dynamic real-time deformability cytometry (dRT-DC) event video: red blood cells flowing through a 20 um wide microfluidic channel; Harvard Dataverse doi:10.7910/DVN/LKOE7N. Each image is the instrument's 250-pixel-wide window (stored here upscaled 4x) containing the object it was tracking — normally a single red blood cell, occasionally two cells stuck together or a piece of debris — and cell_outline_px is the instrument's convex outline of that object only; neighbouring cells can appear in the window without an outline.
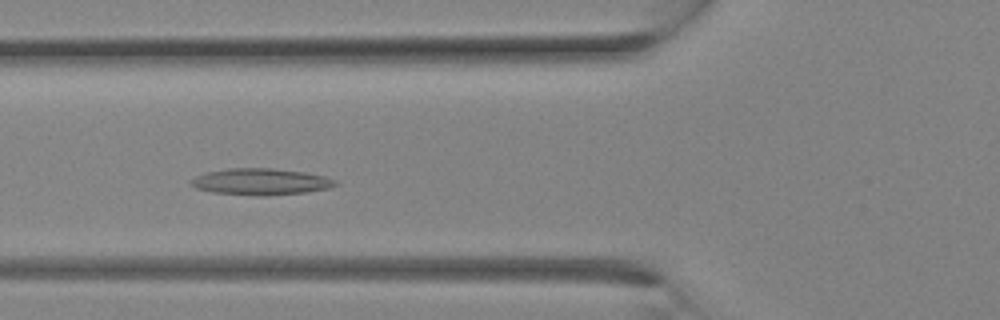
{"species": "Egyptian fruit bat (a non-hibernating species)", "species_latin": "Rousettus aegyptiacus", "temperature_condition": "room temperature", "stored_images_in_passage": 16, "camera_frame_rate_fps": 3000, "um_per_image_px": 0.085, "animal": {"sex": "female"}, "frame": {"image": 1, "passage_image": 9, "time_ms": 2.667, "image_size_px": [1000, 320], "cell_outline_px": [[340, 184], [328, 188], [304, 192], [264, 196], [212, 192], [196, 188], [192, 184], [192, 180], [196, 176], [208, 172], [228, 168], [272, 168], [304, 172], [324, 176], [336, 180]], "centroid_in_image_um": [22.2, 15.44], "position_along_channel_um": 103.6, "area_um2": 22.02}}
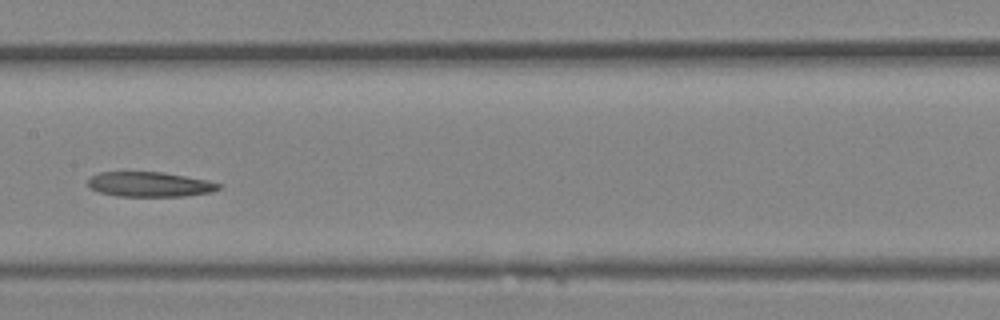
{"frame": {"image": 2, "passage_image": 13, "time_ms": 4.0, "image_size_px": [1000, 320], "cell_outline_px": [[220, 188], [212, 192], [184, 196], [116, 196], [100, 192], [88, 188], [88, 180], [92, 176], [100, 172], [164, 172], [208, 180], [220, 184]], "centroid_in_image_um": [12.72, 15.67], "position_along_channel_um": 194.7, "area_um2": 18.96}}
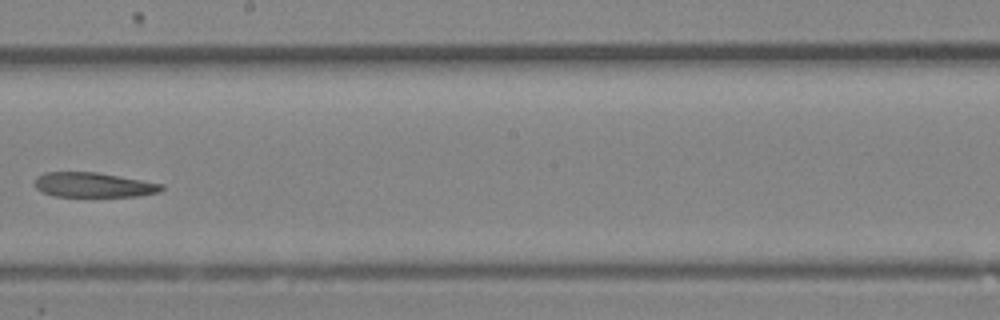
{"frame": {"image": 3, "passage_image": 15, "time_ms": 4.667, "image_size_px": [1000, 320], "cell_outline_px": [[164, 188], [160, 192], [140, 196], [56, 196], [40, 192], [36, 188], [36, 176], [44, 172], [96, 172], [164, 184]], "centroid_in_image_um": [7.95, 15.72], "position_along_channel_um": 240.2, "area_um2": 18.26}}